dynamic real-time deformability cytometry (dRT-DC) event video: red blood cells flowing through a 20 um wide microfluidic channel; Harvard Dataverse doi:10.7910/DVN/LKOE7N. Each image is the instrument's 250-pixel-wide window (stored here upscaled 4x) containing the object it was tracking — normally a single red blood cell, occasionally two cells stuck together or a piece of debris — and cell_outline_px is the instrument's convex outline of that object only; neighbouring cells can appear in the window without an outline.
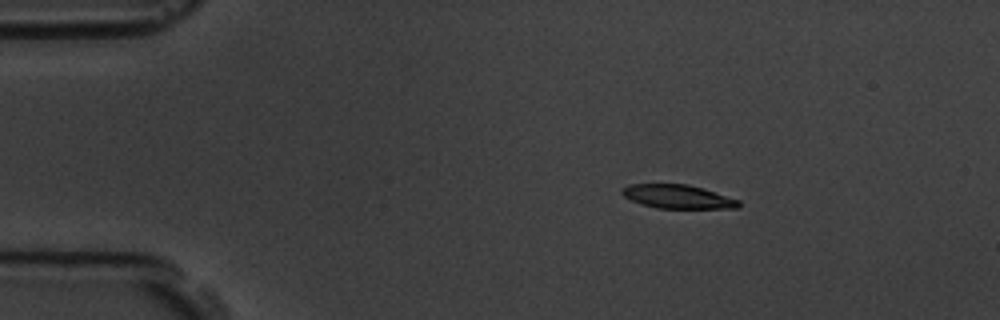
{"species": "common noctule bat (a hibernating species)", "species_latin": "Nyctalus noctula", "temperature_condition": "room temperature", "stored_images_in_passage": 48, "camera_frame_rate_fps": 3000, "um_per_image_px": 0.085, "animal": {"sex": "male", "body_mass_g": 19.5, "forearm_length_mm": 54.6}, "frame": {"image": 1, "passage_image": 1, "time_ms": 0.0, "image_size_px": [1000, 320], "cell_outline_px": [[740, 208], [656, 208], [640, 204], [624, 196], [620, 192], [620, 188], [628, 184], [688, 184], [704, 188], [740, 200]], "centroid_in_image_um": [57.6, 16.71], "position_along_channel_um": 27.4, "area_um2": 16.3}}
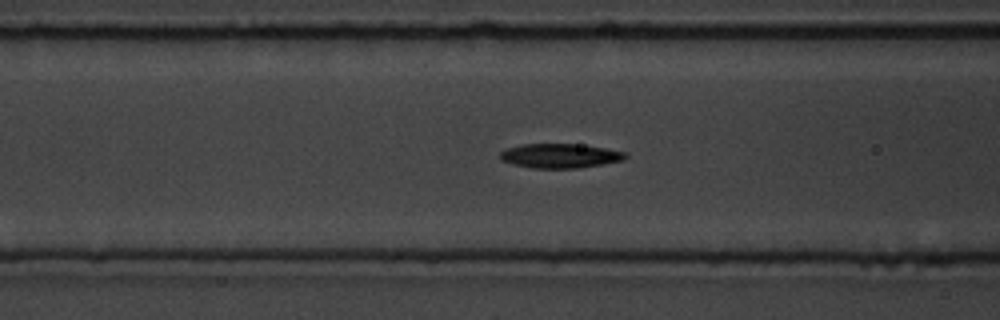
{"frame": {"image": 2, "passage_image": 14, "time_ms": 4.333, "image_size_px": [1000, 320], "cell_outline_px": [[628, 156], [624, 160], [576, 168], [532, 168], [512, 164], [500, 160], [500, 152], [504, 148], [520, 144], [572, 144], [604, 148], [624, 152]], "centroid_in_image_um": [47.52, 13.24], "position_along_channel_um": 119.1, "area_um2": 17.69}}
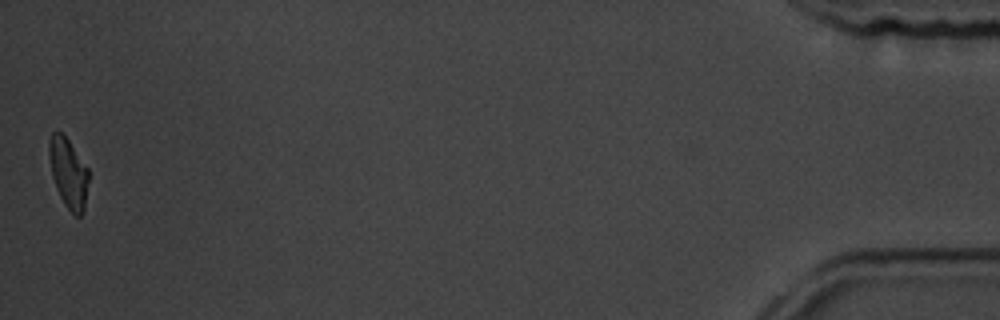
{"frame": {"image": 3, "passage_image": 48, "time_ms": 15.667, "image_size_px": [1000, 320], "cell_outline_px": [[88, 180], [84, 208], [80, 216], [76, 216], [64, 204], [56, 188], [52, 176], [48, 152], [48, 140], [52, 132], [60, 132], [68, 140], [88, 168]], "centroid_in_image_um": [5.79, 14.68], "position_along_channel_um": 429.4, "area_um2": 15.84}, "authors_computed_cell_mechanics": {"area_um2": 17.3978, "velocity_mm_per_s": 3.5852, "shape_relaxation_time_tau1_ms": 3.2531, "shape_relaxation_time_tau2_ms": 7.0344, "deformation_change_tau1": 0.1263, "deformation_change_tau2": 0.1373}}